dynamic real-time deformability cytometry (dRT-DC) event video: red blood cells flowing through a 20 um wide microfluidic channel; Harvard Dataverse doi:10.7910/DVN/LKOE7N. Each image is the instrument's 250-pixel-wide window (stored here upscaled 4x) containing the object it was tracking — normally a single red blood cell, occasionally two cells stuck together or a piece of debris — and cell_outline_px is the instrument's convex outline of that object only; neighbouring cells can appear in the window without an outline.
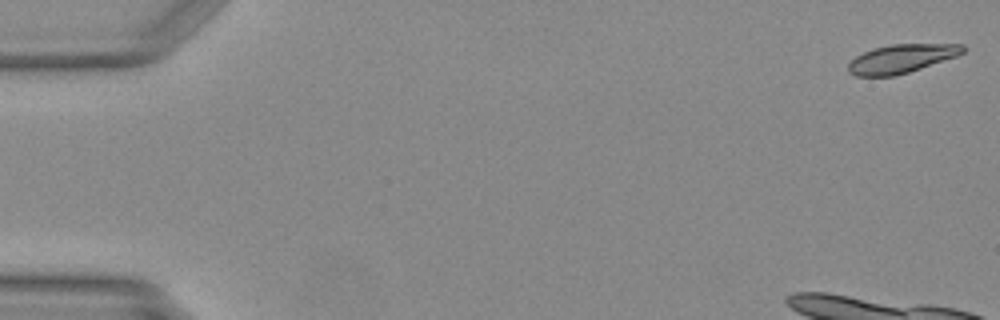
{"species": "Egyptian fruit bat (a non-hibernating species)", "species_latin": "Rousettus aegyptiacus", "temperature_condition": "warm", "stored_images_in_passage": 17, "camera_frame_rate_fps": 3000, "um_per_image_px": 0.085, "animal": {"sex": "female"}, "frame": {"image": 1, "passage_image": 1, "time_ms": 0.0, "image_size_px": [1000, 320], "cell_outline_px": [[964, 52], [956, 56], [896, 76], [856, 76], [848, 72], [848, 64], [856, 56], [872, 48], [892, 44], [964, 44]], "centroid_in_image_um": [76.59, 4.98], "position_along_channel_um": 8.4, "area_um2": 18.96}}
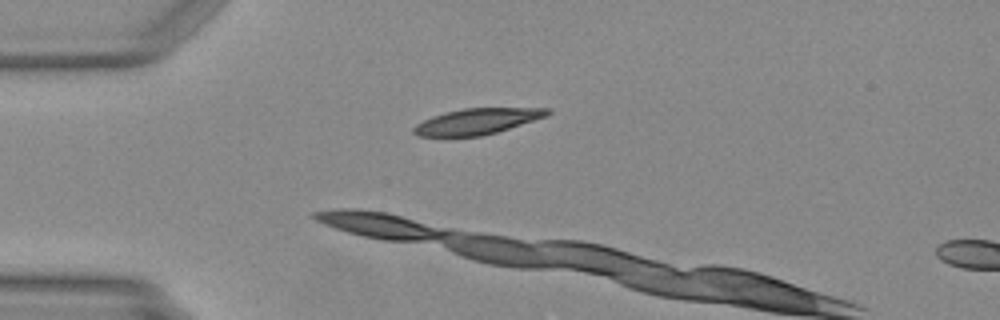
{"frame": {"image": 2, "passage_image": 13, "time_ms": 4.0, "image_size_px": [1000, 320], "cell_outline_px": [[552, 112], [548, 116], [496, 132], [480, 136], [416, 136], [412, 132], [412, 128], [416, 124], [432, 116], [444, 112], [464, 108], [552, 108]], "centroid_in_image_um": [40.56, 10.31], "position_along_channel_um": 44.4, "area_um2": 20.17}}